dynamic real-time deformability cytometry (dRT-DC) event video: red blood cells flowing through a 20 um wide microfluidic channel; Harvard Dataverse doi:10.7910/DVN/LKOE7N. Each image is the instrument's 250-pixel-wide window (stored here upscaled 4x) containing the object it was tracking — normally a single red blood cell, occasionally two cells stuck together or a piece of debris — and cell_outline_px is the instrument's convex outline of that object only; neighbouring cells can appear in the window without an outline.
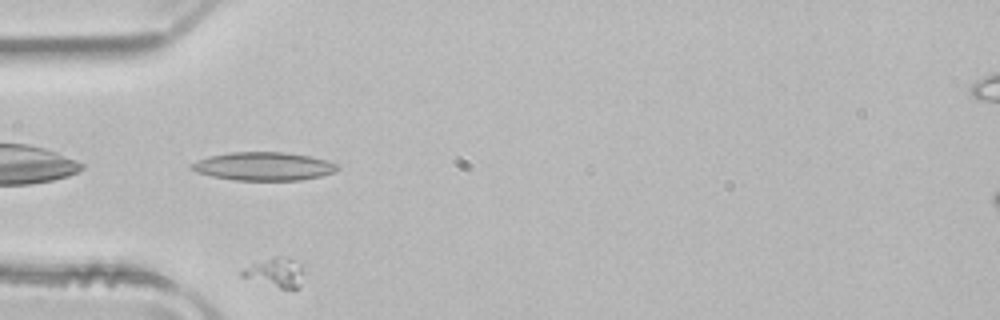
{"species": "common noctule bat (a hibernating species)", "species_latin": "Nyctalus noctula", "temperature_condition": "room temperature", "stored_images_in_passage": 32, "camera_frame_rate_fps": 3000, "um_per_image_px": 0.085, "animal": {"sex": "male", "body_mass_g": 21.5, "forearm_length_mm": 52.0}, "frame": {"image": 1, "passage_image": 2, "time_ms": 0.333, "image_size_px": [1000, 320], "cell_outline_px": [[304, 264], [300, 284], [296, 288], [280, 288], [240, 276], [240, 272], [244, 268], [252, 264], [272, 256], [288, 256]], "centroid_in_image_um": [23.44, 23.11], "position_along_channel_um": 61.6, "area_um2": 10.58}}
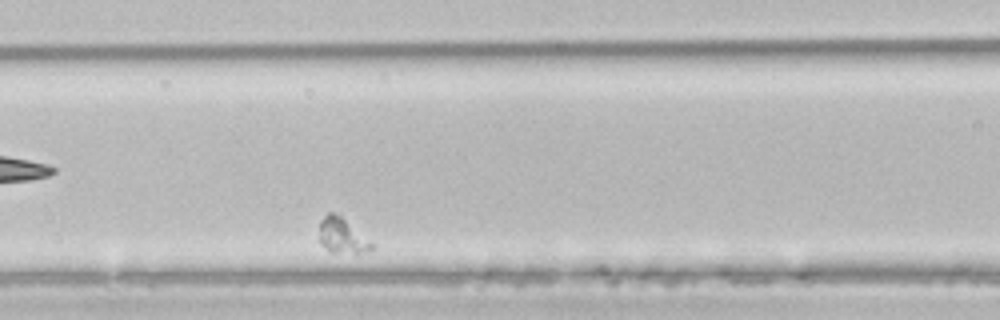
{"frame": {"image": 2, "passage_image": 10, "time_ms": 3.0, "image_size_px": [1000, 320], "cell_outline_px": [[372, 248], [360, 252], [328, 252], [320, 244], [320, 220], [328, 212], [332, 212], [340, 216], [372, 244]], "centroid_in_image_um": [28.98, 20.03], "position_along_channel_um": 137.6, "area_um2": 10.12}}